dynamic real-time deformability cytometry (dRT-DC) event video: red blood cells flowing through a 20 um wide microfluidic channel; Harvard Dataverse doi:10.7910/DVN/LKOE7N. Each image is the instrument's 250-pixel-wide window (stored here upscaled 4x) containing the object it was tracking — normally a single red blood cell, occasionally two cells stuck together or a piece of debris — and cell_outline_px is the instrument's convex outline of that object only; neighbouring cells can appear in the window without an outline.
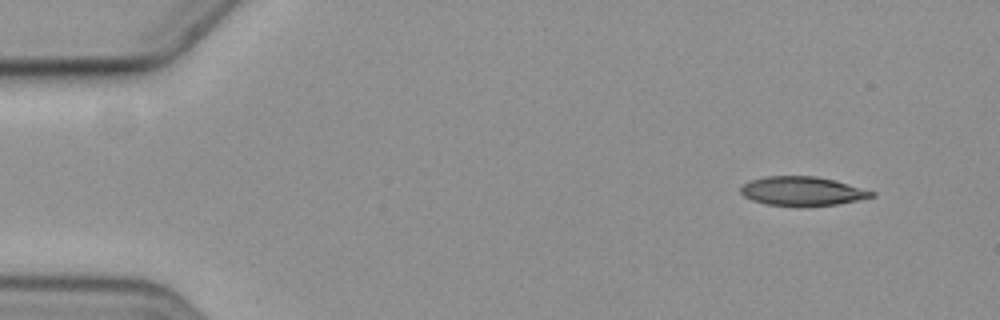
{"species": "common noctule bat (a hibernating species)", "species_latin": "Nyctalus noctula", "temperature_condition": "cold", "stored_images_in_passage": 5, "camera_frame_rate_fps": 3000, "um_per_image_px": 0.085, "animal": {"sex": "female", "body_mass_g": 19.3, "forearm_length_mm": 54.1}, "frame": {"image": 1, "passage_image": 1, "time_ms": 0.0, "image_size_px": [1000, 320], "cell_outline_px": [[876, 196], [836, 204], [768, 204], [752, 200], [744, 196], [740, 192], [740, 188], [744, 184], [752, 180], [768, 176], [816, 176], [832, 180], [876, 192]], "centroid_in_image_um": [68.18, 16.22], "position_along_channel_um": 16.8, "area_um2": 21.21}}
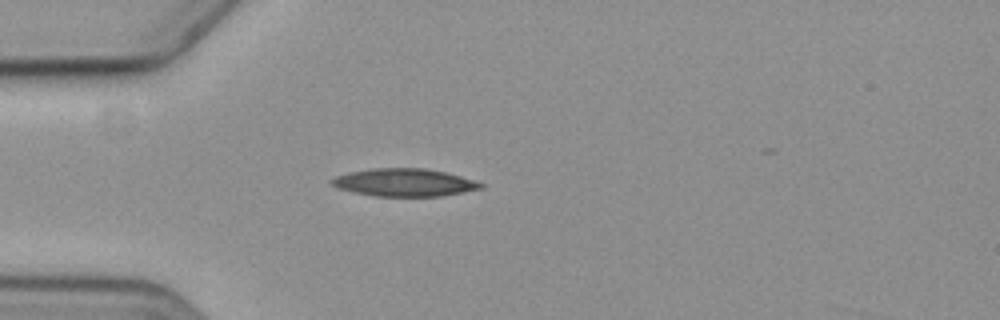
{"frame": {"image": 2, "passage_image": 4, "time_ms": 3.667, "image_size_px": [1000, 320], "cell_outline_px": [[484, 188], [440, 196], [376, 196], [356, 192], [340, 188], [332, 184], [328, 180], [336, 176], [348, 172], [372, 168], [424, 168], [444, 172], [460, 176], [484, 184]], "centroid_in_image_um": [34.35, 15.5], "position_along_channel_um": 50.6, "area_um2": 23.81}}